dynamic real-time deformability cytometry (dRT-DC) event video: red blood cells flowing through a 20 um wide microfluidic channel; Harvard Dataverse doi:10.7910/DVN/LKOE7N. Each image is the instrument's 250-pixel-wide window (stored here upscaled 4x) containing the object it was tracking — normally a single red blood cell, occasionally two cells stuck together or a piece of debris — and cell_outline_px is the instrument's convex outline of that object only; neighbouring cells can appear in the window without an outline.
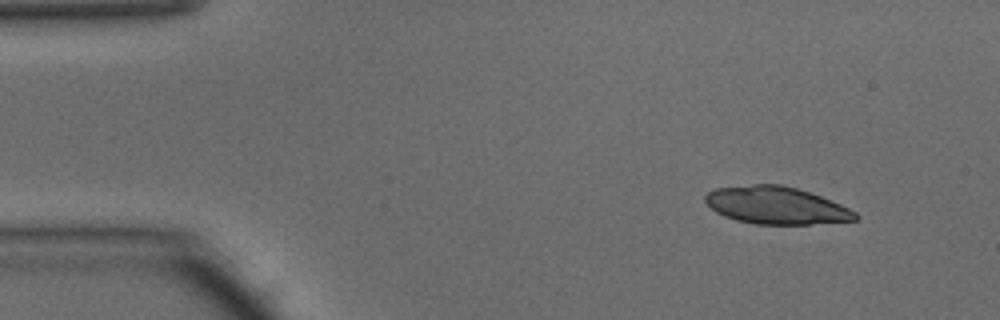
{"species": "common noctule bat (a hibernating species)", "species_latin": "Nyctalus noctula", "temperature_condition": "warm", "stored_images_in_passage": 43, "camera_frame_rate_fps": 3000, "um_per_image_px": 0.085, "animal": {"sex": "male", "body_mass_g": 15.6}, "frame": {"image": 1, "passage_image": 1, "time_ms": 0.0, "image_size_px": [1000, 320], "cell_outline_px": [[860, 216], [856, 220], [808, 224], [756, 224], [736, 220], [724, 216], [716, 212], [704, 200], [704, 196], [708, 192], [716, 188], [752, 184], [780, 184], [796, 188], [820, 196], [840, 204], [856, 212]], "centroid_in_image_um": [65.96, 17.46], "position_along_channel_um": 19.0, "area_um2": 32.54}}